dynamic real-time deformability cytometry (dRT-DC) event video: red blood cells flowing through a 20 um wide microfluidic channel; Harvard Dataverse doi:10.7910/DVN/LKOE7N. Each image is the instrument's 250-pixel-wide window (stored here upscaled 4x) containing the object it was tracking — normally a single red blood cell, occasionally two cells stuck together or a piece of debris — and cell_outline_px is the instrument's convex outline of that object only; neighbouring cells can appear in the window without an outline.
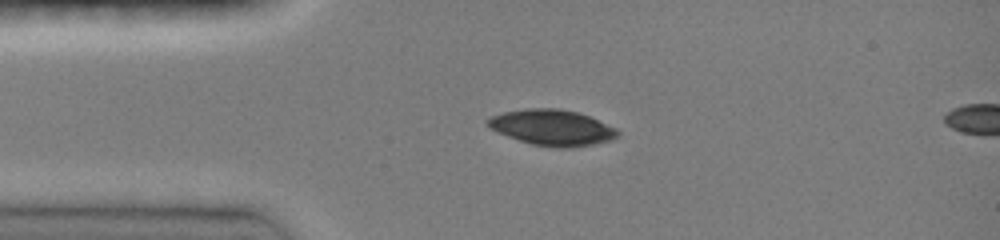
{"species": "common noctule bat (a hibernating species)", "species_latin": "Nyctalus noctula", "temperature_condition": "room temperature", "stored_images_in_passage": 13, "camera_frame_rate_fps": 3000, "um_per_image_px": 0.085, "animal": {"sex": "female", "body_mass_g": 19.0, "forearm_length_mm": 51.5}, "frame": {"image": 1, "passage_image": 10, "time_ms": 3.0, "image_size_px": [1000, 240], "cell_outline_px": [[620, 136], [612, 140], [572, 148], [552, 148], [532, 144], [496, 132], [488, 128], [484, 120], [492, 116], [504, 112], [528, 108], [560, 108], [576, 112], [588, 116], [616, 128], [620, 132]], "centroid_in_image_um": [46.92, 10.85], "position_along_channel_um": 38.1, "area_um2": 27.28}}